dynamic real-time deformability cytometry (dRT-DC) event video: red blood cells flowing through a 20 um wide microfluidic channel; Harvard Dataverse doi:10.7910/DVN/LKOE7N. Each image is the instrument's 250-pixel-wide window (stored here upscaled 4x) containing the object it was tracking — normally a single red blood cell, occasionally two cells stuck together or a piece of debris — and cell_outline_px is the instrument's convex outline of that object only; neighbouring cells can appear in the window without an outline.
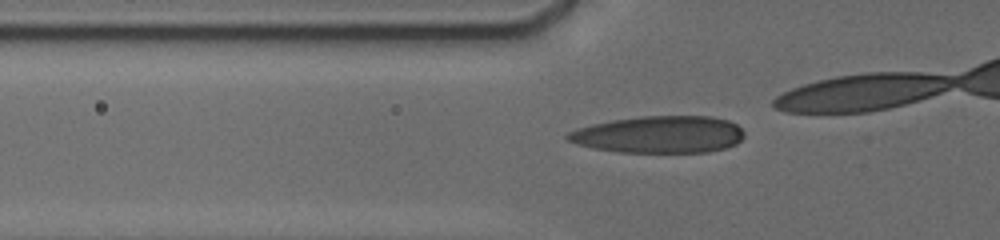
{"species": "human", "species_latin": "Homo sapiens", "temperature_condition": "cold", "stored_images_in_passage": 49, "camera_frame_rate_fps": 3000, "um_per_image_px": 0.085, "donor": {"sex": "male"}, "frame": {"image": 1, "passage_image": 13, "time_ms": 2.667, "image_size_px": [1000, 240], "cell_outline_px": [[744, 136], [736, 144], [724, 148], [708, 152], [620, 152], [592, 148], [576, 144], [568, 140], [564, 136], [568, 132], [576, 128], [592, 124], [612, 120], [640, 116], [712, 116], [728, 120], [736, 124], [744, 132]], "centroid_in_image_um": [56.01, 11.43], "position_along_channel_um": 69.8, "area_um2": 38.26}}
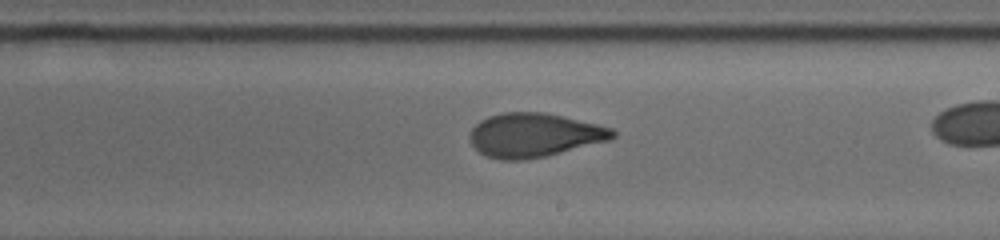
{"frame": {"image": 2, "passage_image": 33, "time_ms": 7.333, "image_size_px": [1000, 240], "cell_outline_px": [[616, 136], [608, 140], [544, 156], [524, 160], [500, 160], [488, 156], [480, 152], [472, 144], [468, 136], [472, 128], [480, 120], [488, 116], [504, 112], [544, 112], [596, 124], [612, 128], [616, 132]], "centroid_in_image_um": [45.36, 11.47], "position_along_channel_um": 243.6, "area_um2": 36.18}}
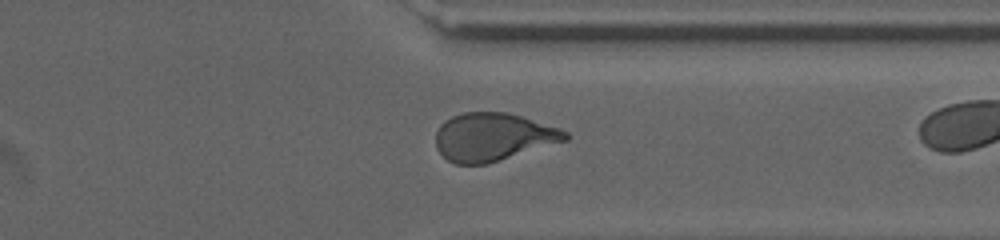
{"frame": {"image": 3, "passage_image": 48, "time_ms": 10.667, "image_size_px": [1000, 240], "cell_outline_px": [[568, 140], [484, 164], [456, 164], [448, 160], [436, 148], [436, 132], [440, 124], [444, 120], [452, 116], [464, 112], [508, 112], [560, 128], [568, 132]], "centroid_in_image_um": [41.89, 11.62], "position_along_channel_um": 369.5, "area_um2": 36.01}}